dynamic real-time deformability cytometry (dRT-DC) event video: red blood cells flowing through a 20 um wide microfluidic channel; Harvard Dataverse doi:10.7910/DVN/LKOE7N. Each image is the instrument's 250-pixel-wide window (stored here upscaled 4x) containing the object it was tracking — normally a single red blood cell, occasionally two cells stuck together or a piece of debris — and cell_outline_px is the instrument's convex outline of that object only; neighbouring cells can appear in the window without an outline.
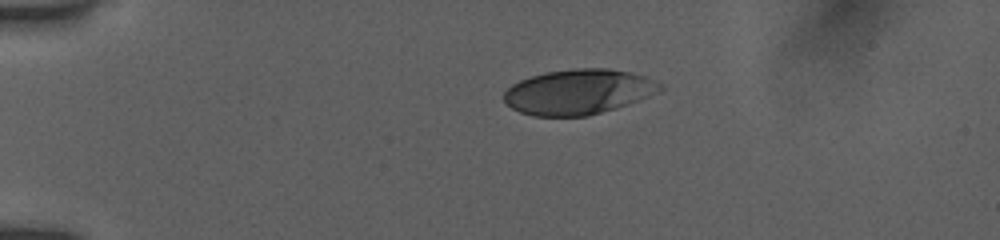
{"species": "human", "species_latin": "Homo sapiens", "temperature_condition": "room temperature", "stored_images_in_passage": 42, "camera_frame_rate_fps": 3000, "um_per_image_px": 0.085, "donor": {"sex": "female"}, "frame": {"image": 1, "passage_image": 1, "time_ms": 0.0, "image_size_px": [1000, 240], "cell_outline_px": [[664, 88], [660, 92], [616, 108], [588, 116], [532, 116], [520, 112], [512, 108], [504, 100], [504, 92], [512, 84], [520, 80], [544, 72], [576, 68], [608, 68], [632, 72], [660, 80], [664, 84]], "centroid_in_image_um": [49.23, 7.79], "position_along_channel_um": 35.8, "area_um2": 41.44}}
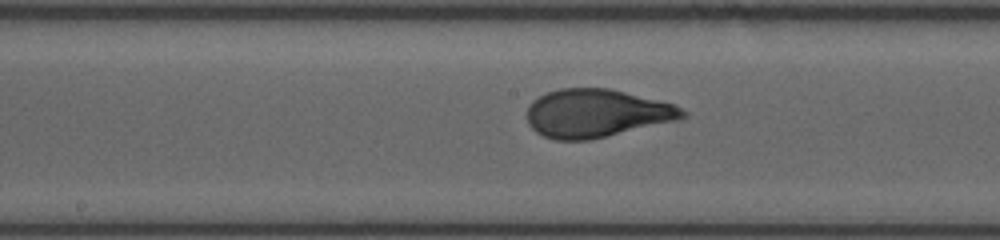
{"frame": {"image": 2, "passage_image": 18, "time_ms": 5.667, "image_size_px": [1000, 240], "cell_outline_px": [[688, 116], [684, 120], [592, 140], [556, 140], [544, 136], [536, 132], [528, 124], [528, 104], [532, 100], [548, 92], [560, 88], [608, 88], [672, 104], [688, 112]], "centroid_in_image_um": [50.75, 9.65], "position_along_channel_um": 197.5, "area_um2": 44.1}}
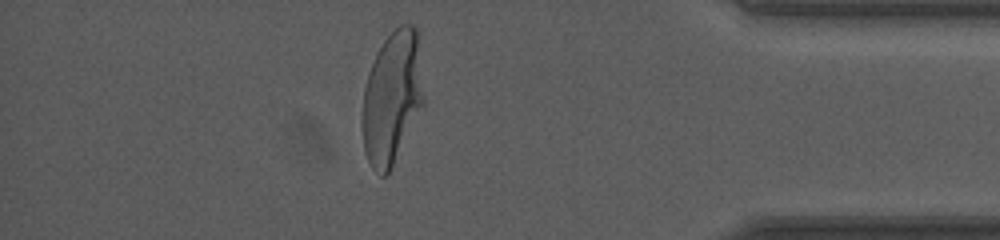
{"frame": {"image": 3, "passage_image": 36, "time_ms": 11.667, "image_size_px": [1000, 240], "cell_outline_px": [[424, 104], [388, 176], [380, 176], [372, 168], [364, 152], [360, 120], [364, 88], [368, 72], [376, 52], [384, 40], [400, 24], [412, 24], [416, 28], [424, 100]], "centroid_in_image_um": [33.29, 8.36], "position_along_channel_um": 401.9, "area_um2": 47.92}, "authors_computed_cell_mechanics": {"area_um2": 43.928, "velocity_mm_per_s": 3.8963, "shape_relaxation_time_tau1_ms": 4.4019, "shape_relaxation_time_tau2_ms": null, "deformation_change_tau1": 0.216, "deformation_change_tau2": null}}